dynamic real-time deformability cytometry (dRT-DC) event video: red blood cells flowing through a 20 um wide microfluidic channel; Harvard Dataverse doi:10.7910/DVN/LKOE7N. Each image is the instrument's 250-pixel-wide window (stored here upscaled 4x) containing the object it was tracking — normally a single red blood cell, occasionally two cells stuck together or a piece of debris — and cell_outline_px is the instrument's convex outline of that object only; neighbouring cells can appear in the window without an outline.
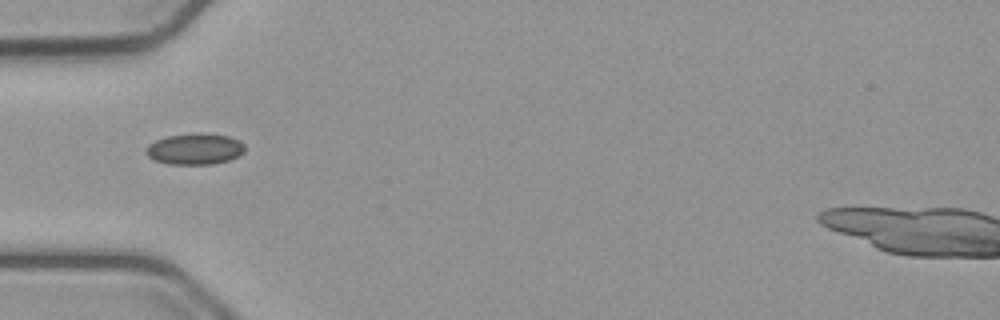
{"species": "common noctule bat (a hibernating species)", "species_latin": "Nyctalus noctula", "temperature_condition": "cold", "stored_images_in_passage": 38, "camera_frame_rate_fps": 3000, "um_per_image_px": 0.085, "animal": {"sex": "male", "body_mass_g": 23.1, "forearm_length_mm": 52.7}, "frame": {"image": 1, "passage_image": 1, "time_ms": 0.0, "image_size_px": [1000, 320], "cell_outline_px": [[244, 152], [228, 160], [212, 164], [168, 164], [156, 160], [148, 156], [144, 152], [144, 148], [148, 144], [156, 140], [168, 136], [192, 132], [200, 132], [228, 136], [240, 140], [244, 144]], "centroid_in_image_um": [16.54, 12.64], "position_along_channel_um": 68.5, "area_um2": 18.09}}
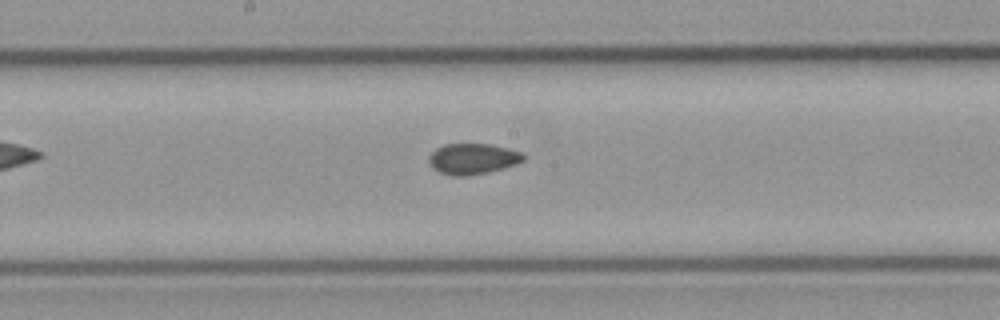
{"frame": {"image": 2, "passage_image": 12, "time_ms": 3.667, "image_size_px": [1000, 320], "cell_outline_px": [[524, 160], [516, 164], [488, 172], [464, 176], [452, 176], [440, 172], [432, 168], [428, 164], [428, 156], [436, 148], [444, 144], [492, 144], [524, 152]], "centroid_in_image_um": [40.16, 13.49], "position_along_channel_um": 208.0, "area_um2": 17.11}}
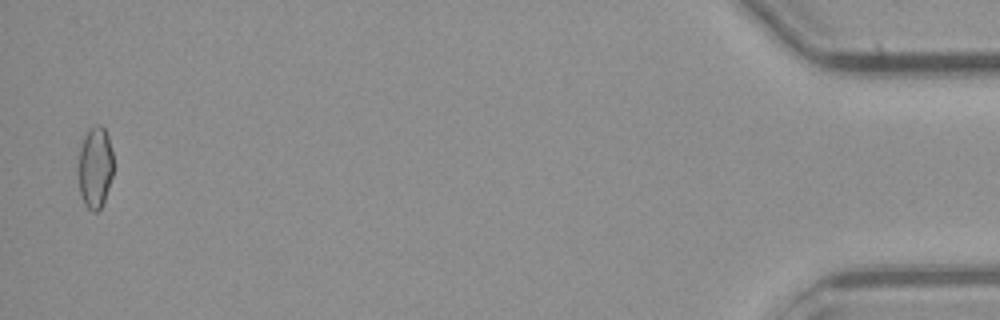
{"frame": {"image": 3, "passage_image": 37, "time_ms": 12.0, "image_size_px": [1000, 320], "cell_outline_px": [[112, 176], [104, 200], [100, 208], [96, 212], [92, 212], [84, 204], [80, 192], [80, 148], [84, 136], [88, 128], [96, 124], [100, 124], [104, 128], [108, 136], [112, 152]], "centroid_in_image_um": [8.1, 14.2], "position_along_channel_um": 427.1, "area_um2": 16.3}, "authors_computed_cell_mechanics": {"area_um2": 16.9932, "velocity_mm_per_s": 3.7681, "shape_relaxation_time_tau1_ms": null, "shape_relaxation_time_tau2_ms": 2.5373, "deformation_change_tau1": null, "deformation_change_tau2": 0.0607}}